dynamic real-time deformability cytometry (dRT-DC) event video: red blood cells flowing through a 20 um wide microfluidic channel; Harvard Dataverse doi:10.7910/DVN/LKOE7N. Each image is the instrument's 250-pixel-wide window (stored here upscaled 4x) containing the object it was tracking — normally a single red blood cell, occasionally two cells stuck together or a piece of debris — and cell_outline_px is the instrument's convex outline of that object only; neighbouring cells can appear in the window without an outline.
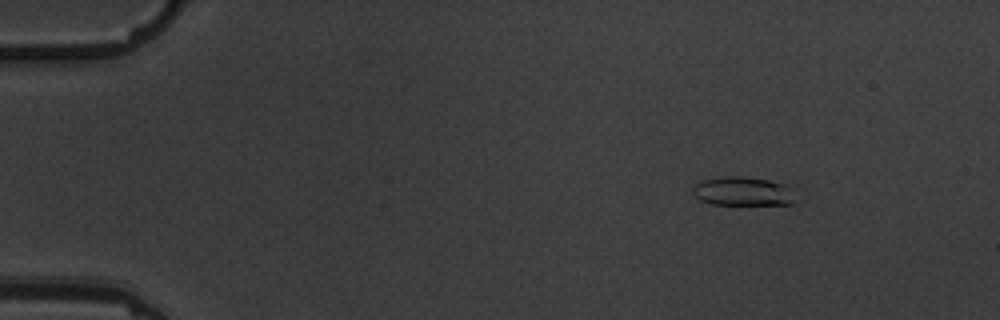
{"species": "common noctule bat (a hibernating species)", "species_latin": "Nyctalus noctula", "temperature_condition": "warm", "stored_images_in_passage": 4, "camera_frame_rate_fps": 3000, "um_per_image_px": 0.085, "animal": {"sex": "male", "body_mass_g": 19.5, "forearm_length_mm": 54.6}, "frame": {"image": 1, "passage_image": 2, "time_ms": 1.333, "image_size_px": [1000, 320], "cell_outline_px": [[792, 204], [712, 204], [700, 200], [692, 192], [692, 188], [696, 184], [704, 180], [728, 176], [744, 176], [768, 180], [788, 184], [792, 200]], "centroid_in_image_um": [63.1, 16.25], "position_along_channel_um": 21.9, "area_um2": 16.94}}